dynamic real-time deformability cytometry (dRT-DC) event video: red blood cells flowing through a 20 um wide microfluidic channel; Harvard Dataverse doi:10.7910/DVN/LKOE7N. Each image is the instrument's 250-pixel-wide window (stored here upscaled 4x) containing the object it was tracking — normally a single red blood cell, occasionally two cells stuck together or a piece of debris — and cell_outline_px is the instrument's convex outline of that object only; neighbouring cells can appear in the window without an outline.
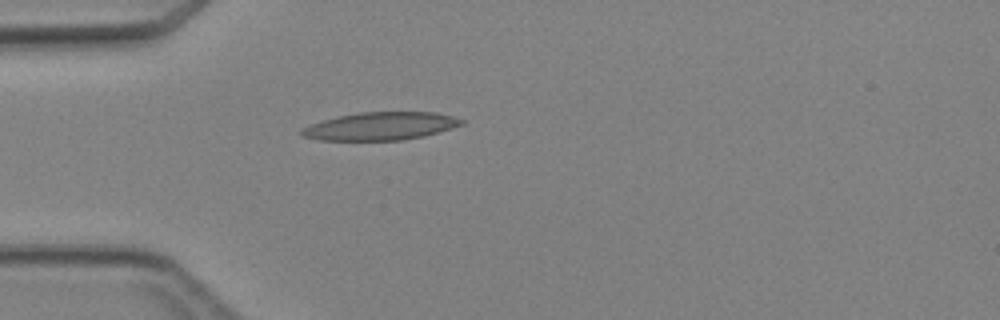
{"species": "Egyptian fruit bat (a non-hibernating species)", "species_latin": "Rousettus aegyptiacus", "temperature_condition": "cold", "stored_images_in_passage": 1, "camera_frame_rate_fps": 3000, "um_per_image_px": 0.085, "animal": {"sex": "female"}, "frame": {"image": 1, "passage_image": 1, "time_ms": 0.0, "image_size_px": [1000, 320], "cell_outline_px": [[464, 124], [452, 128], [424, 136], [404, 140], [320, 140], [300, 136], [300, 128], [308, 124], [340, 116], [360, 112], [436, 112], [452, 116], [464, 120]], "centroid_in_image_um": [32.32, 10.72], "position_along_channel_um": 52.7, "area_um2": 26.07}}